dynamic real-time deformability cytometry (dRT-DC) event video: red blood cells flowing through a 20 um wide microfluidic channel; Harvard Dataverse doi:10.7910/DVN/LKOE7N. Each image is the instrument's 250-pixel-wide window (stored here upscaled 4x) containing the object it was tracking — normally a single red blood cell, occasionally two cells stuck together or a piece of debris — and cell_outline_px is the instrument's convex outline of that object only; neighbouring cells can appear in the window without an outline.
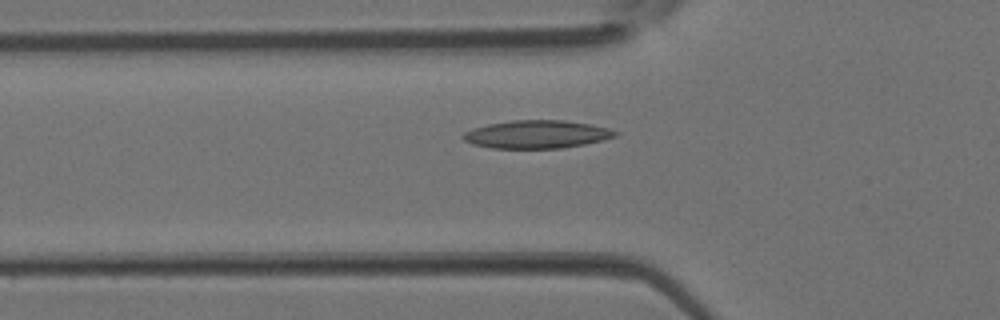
{"species": "Egyptian fruit bat (a non-hibernating species)", "species_latin": "Rousettus aegyptiacus", "temperature_condition": "room temperature", "stored_images_in_passage": 3, "camera_frame_rate_fps": 3000, "um_per_image_px": 0.085, "animal": {"sex": "female"}, "frame": {"image": 1, "passage_image": 3, "time_ms": 0.667, "image_size_px": [1000, 320], "cell_outline_px": [[620, 132], [616, 136], [584, 144], [560, 148], [492, 148], [472, 144], [464, 140], [460, 136], [464, 132], [472, 128], [488, 124], [512, 120], [564, 120], [588, 124], [608, 128]], "centroid_in_image_um": [45.58, 11.41], "position_along_channel_um": 80.2, "area_um2": 24.74}}